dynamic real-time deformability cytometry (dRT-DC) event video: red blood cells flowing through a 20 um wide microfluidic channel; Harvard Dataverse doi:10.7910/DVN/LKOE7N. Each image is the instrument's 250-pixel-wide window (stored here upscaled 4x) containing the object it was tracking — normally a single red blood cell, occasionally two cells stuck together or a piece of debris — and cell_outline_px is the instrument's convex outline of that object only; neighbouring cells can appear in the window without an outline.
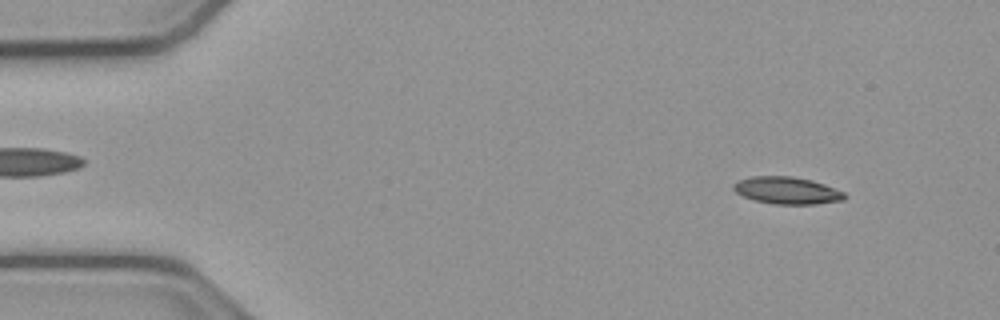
{"species": "common noctule bat (a hibernating species)", "species_latin": "Nyctalus noctula", "temperature_condition": "cold", "stored_images_in_passage": 53, "camera_frame_rate_fps": 3000, "um_per_image_px": 0.085, "animal": {"sex": "male", "body_mass_g": 23.1, "forearm_length_mm": 52.7}, "frame": {"image": 1, "passage_image": 5, "time_ms": 1.333, "image_size_px": [1000, 320], "cell_outline_px": [[844, 200], [816, 204], [776, 204], [756, 200], [744, 196], [736, 192], [732, 188], [732, 184], [740, 180], [752, 176], [792, 176], [812, 180], [824, 184], [844, 192]], "centroid_in_image_um": [66.89, 16.18], "position_along_channel_um": 18.1, "area_um2": 17.4}}
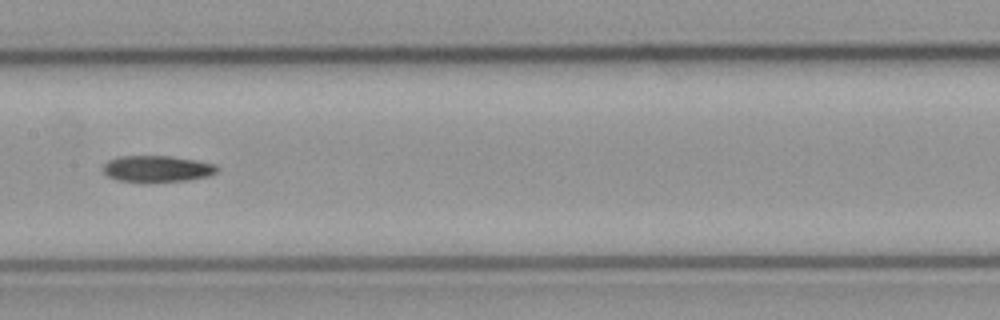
{"frame": {"image": 2, "passage_image": 26, "time_ms": 8.333, "image_size_px": [1000, 320], "cell_outline_px": [[220, 168], [216, 172], [208, 176], [188, 180], [144, 184], [116, 180], [108, 176], [100, 168], [108, 160], [120, 156], [172, 156], [196, 160], [216, 164]], "centroid_in_image_um": [13.32, 14.37], "position_along_channel_um": 194.1, "area_um2": 18.21}}
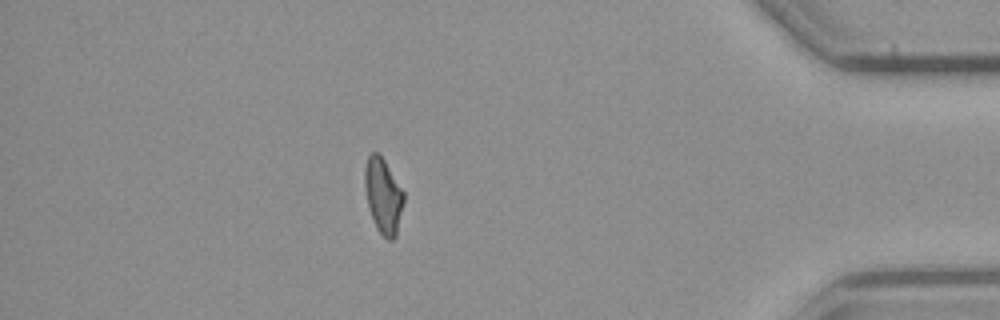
{"frame": {"image": 3, "passage_image": 46, "time_ms": 15.0, "image_size_px": [1000, 320], "cell_outline_px": [[404, 204], [396, 236], [392, 240], [388, 240], [376, 228], [368, 208], [364, 188], [364, 168], [368, 156], [372, 152], [380, 152], [404, 192]], "centroid_in_image_um": [32.56, 16.62], "position_along_channel_um": 402.6, "area_um2": 17.4}}